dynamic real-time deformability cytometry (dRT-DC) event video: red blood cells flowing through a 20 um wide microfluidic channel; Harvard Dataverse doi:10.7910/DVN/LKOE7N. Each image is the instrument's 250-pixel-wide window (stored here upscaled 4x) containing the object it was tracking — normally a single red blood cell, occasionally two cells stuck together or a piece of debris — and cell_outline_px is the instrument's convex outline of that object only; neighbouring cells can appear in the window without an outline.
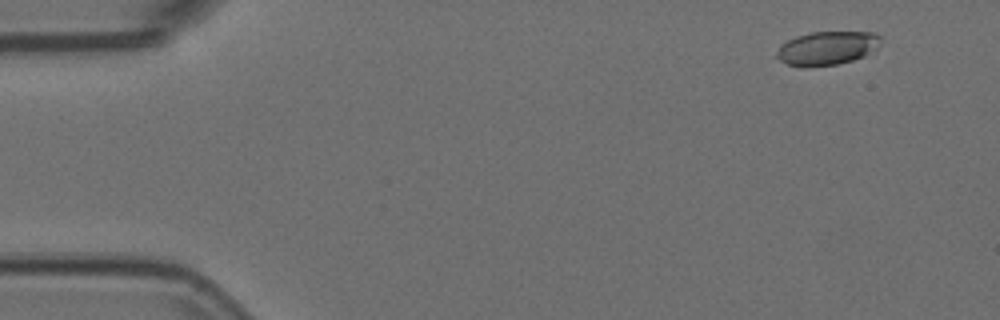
{"species": "Egyptian fruit bat (a non-hibernating species)", "species_latin": "Rousettus aegyptiacus", "temperature_condition": "room temperature", "stored_images_in_passage": 55, "camera_frame_rate_fps": 3000, "um_per_image_px": 0.085, "animal": {"sex": "female"}, "frame": {"image": 1, "passage_image": 5, "time_ms": 1.333, "image_size_px": [1000, 320], "cell_outline_px": [[880, 40], [876, 48], [864, 56], [852, 60], [836, 64], [788, 64], [780, 60], [776, 56], [776, 52], [780, 44], [796, 36], [812, 32], [876, 32], [880, 36]], "centroid_in_image_um": [70.32, 4.04], "position_along_channel_um": 14.7, "area_um2": 19.71}}
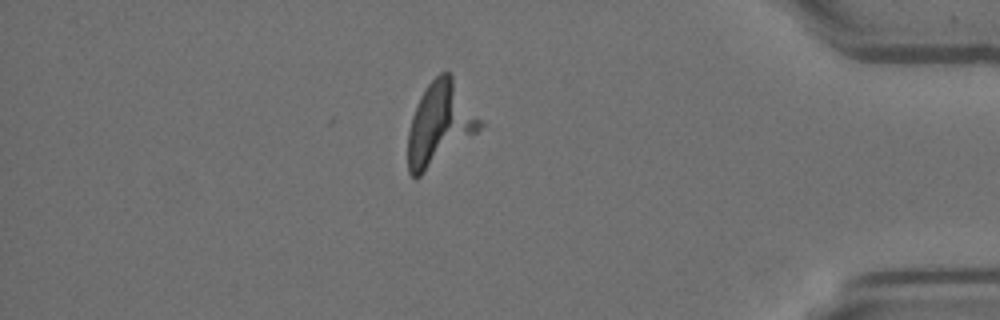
{"frame": {"image": 2, "passage_image": 48, "time_ms": 15.667, "image_size_px": [1000, 320], "cell_outline_px": [[488, 124], [420, 176], [412, 176], [408, 172], [408, 132], [412, 116], [420, 96], [428, 84], [440, 72], [448, 72], [452, 76]], "centroid_in_image_um": [37.44, 10.5], "position_along_channel_um": 397.8, "area_um2": 34.91}}